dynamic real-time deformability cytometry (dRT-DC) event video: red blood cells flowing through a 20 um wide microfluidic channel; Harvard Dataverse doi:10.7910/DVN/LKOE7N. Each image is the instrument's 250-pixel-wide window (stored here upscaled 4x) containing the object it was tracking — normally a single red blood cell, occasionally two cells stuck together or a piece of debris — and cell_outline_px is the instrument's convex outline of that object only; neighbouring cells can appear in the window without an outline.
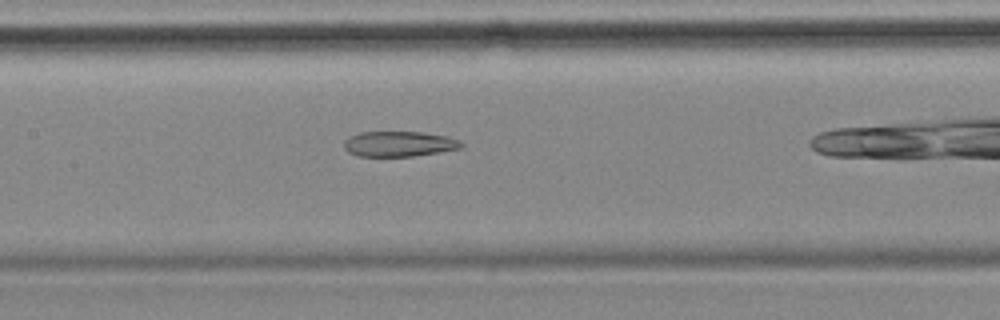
{"species": "common noctule bat (a hibernating species)", "species_latin": "Nyctalus noctula", "temperature_condition": "cold", "stored_images_in_passage": 18, "camera_frame_rate_fps": 3000, "um_per_image_px": 0.085, "animal": {"sex": "female", "body_mass_g": 18.4}, "frame": {"image": 1, "passage_image": 11, "time_ms": 3.333, "image_size_px": [1000, 320], "cell_outline_px": [[464, 144], [460, 148], [412, 156], [356, 156], [348, 152], [344, 148], [344, 140], [360, 132], [424, 132], [448, 136], [460, 140]], "centroid_in_image_um": [33.91, 12.22], "position_along_channel_um": 173.5, "area_um2": 17.22}}
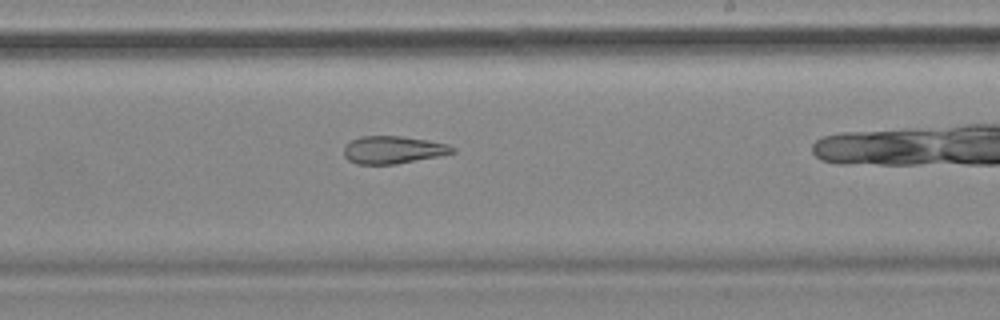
{"frame": {"image": 2, "passage_image": 18, "time_ms": 5.667, "image_size_px": [1000, 320], "cell_outline_px": [[456, 152], [440, 156], [396, 164], [356, 164], [348, 160], [344, 156], [344, 148], [352, 140], [360, 136], [400, 136], [428, 140], [448, 144], [456, 148]], "centroid_in_image_um": [33.44, 12.74], "position_along_channel_um": 255.6, "area_um2": 17.51}}